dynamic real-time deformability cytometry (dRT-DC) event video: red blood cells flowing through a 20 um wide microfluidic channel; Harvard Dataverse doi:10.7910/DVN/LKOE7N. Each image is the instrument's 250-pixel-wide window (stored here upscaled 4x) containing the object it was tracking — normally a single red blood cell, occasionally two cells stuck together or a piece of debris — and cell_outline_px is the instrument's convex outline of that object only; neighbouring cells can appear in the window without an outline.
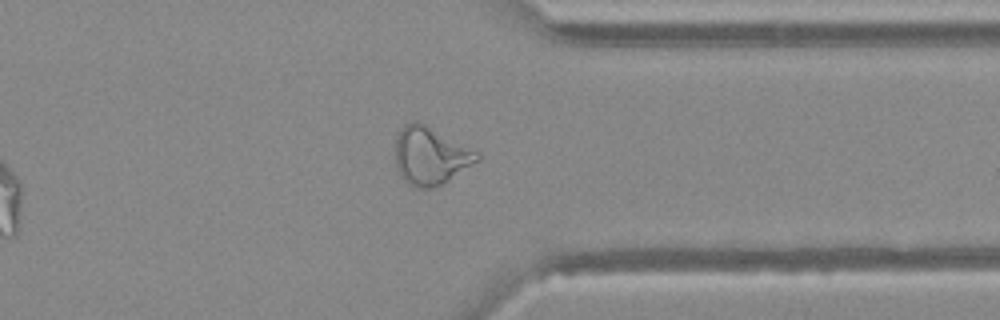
{"species": "Egyptian fruit bat (a non-hibernating species)", "species_latin": "Rousettus aegyptiacus", "temperature_condition": "warm", "stored_images_in_passage": 37, "camera_frame_rate_fps": 3000, "um_per_image_px": 0.085, "animal": {"sex": "female"}, "frame": {"image": 1, "passage_image": 32, "time_ms": 10.333, "image_size_px": [1000, 320], "cell_outline_px": [[480, 160], [448, 180], [432, 188], [416, 188], [400, 172], [396, 164], [396, 136], [404, 124], [412, 120], [416, 120], [480, 152]], "centroid_in_image_um": [36.61, 13.21], "position_along_channel_um": 374.8, "area_um2": 27.05}}